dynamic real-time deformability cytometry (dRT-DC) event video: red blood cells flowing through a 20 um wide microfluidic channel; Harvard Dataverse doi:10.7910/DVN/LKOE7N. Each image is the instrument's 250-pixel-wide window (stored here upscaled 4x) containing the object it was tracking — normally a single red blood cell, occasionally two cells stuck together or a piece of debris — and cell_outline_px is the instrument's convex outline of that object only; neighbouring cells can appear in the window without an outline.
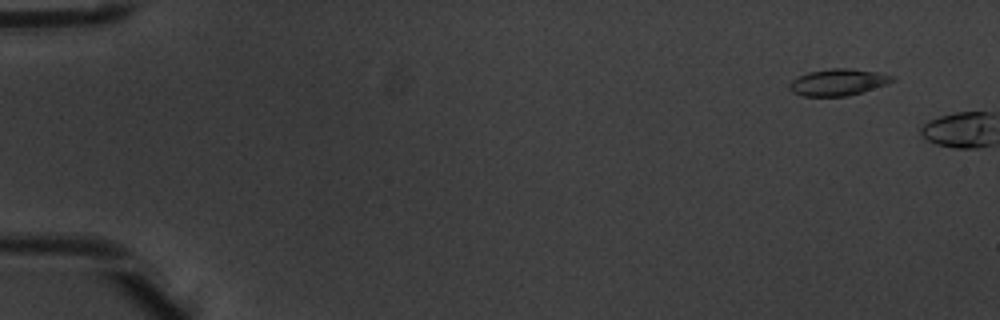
{"species": "common noctule bat (a hibernating species)", "species_latin": "Nyctalus noctula", "temperature_condition": "warm", "stored_images_in_passage": 2, "camera_frame_rate_fps": 3000, "um_per_image_px": 0.085, "animal": {"sex": "male", "body_mass_g": 20.1, "forearm_length_mm": 53.5}, "frame": {"image": 1, "passage_image": 1, "time_ms": 0.0, "image_size_px": [1000, 320], "cell_outline_px": [[896, 80], [888, 84], [848, 96], [804, 96], [792, 92], [788, 88], [788, 84], [792, 80], [808, 72], [832, 68], [844, 68], [876, 72], [896, 76]], "centroid_in_image_um": [71.25, 6.99], "position_along_channel_um": 13.7, "area_um2": 15.95}}